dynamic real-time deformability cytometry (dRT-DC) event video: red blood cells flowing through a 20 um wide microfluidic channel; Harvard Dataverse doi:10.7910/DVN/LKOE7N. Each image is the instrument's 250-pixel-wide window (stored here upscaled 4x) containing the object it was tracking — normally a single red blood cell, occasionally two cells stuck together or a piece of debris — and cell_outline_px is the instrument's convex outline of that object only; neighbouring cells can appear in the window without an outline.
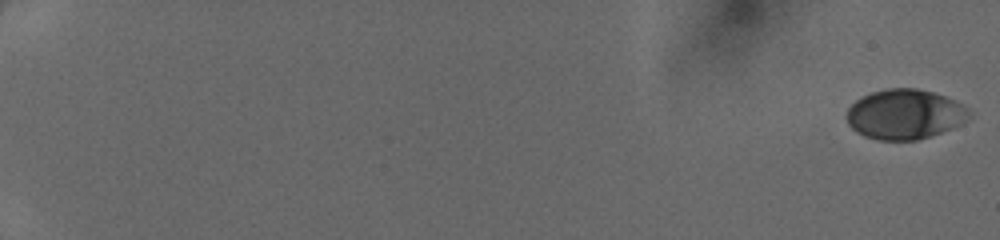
{"species": "human", "species_latin": "Homo sapiens", "temperature_condition": "cold", "stored_images_in_passage": 51, "camera_frame_rate_fps": 3000, "um_per_image_px": 0.085, "donor": {"sex": "female"}, "frame": {"image": 1, "passage_image": 1, "time_ms": 0.0, "image_size_px": [1000, 240], "cell_outline_px": [[968, 116], [960, 124], [952, 128], [916, 140], [880, 140], [864, 136], [856, 132], [848, 124], [848, 108], [856, 100], [872, 92], [888, 88], [916, 88], [932, 92], [956, 100], [964, 104], [968, 108]], "centroid_in_image_um": [76.9, 9.71], "position_along_channel_um": 8.1, "area_um2": 35.26}}
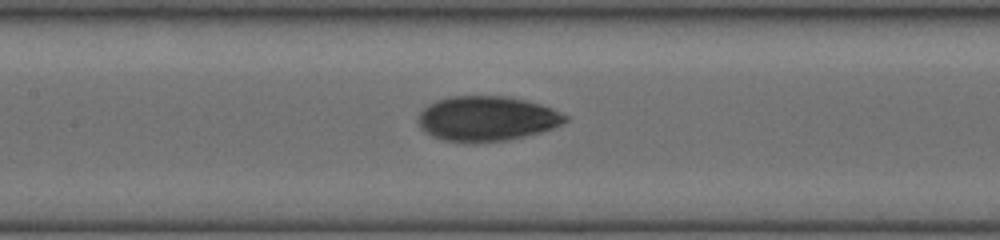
{"frame": {"image": 2, "passage_image": 28, "time_ms": 9.0, "image_size_px": [1000, 240], "cell_outline_px": [[568, 120], [552, 128], [524, 136], [504, 140], [476, 144], [444, 140], [432, 136], [424, 132], [420, 128], [416, 120], [420, 112], [428, 104], [436, 100], [452, 96], [508, 96], [528, 100], [552, 108], [568, 116]], "centroid_in_image_um": [41.33, 10.08], "position_along_channel_um": 166.1, "area_um2": 38.78}}
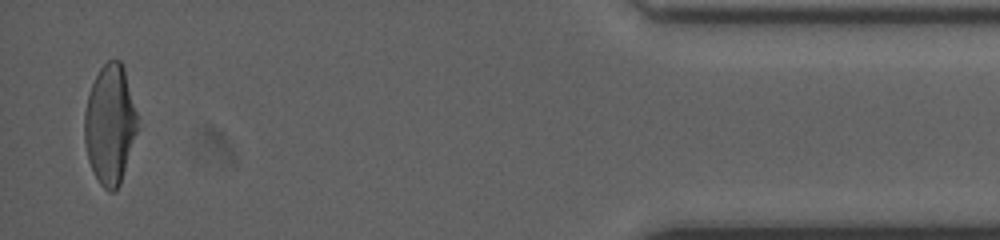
{"frame": {"image": 3, "passage_image": 50, "time_ms": 16.333, "image_size_px": [1000, 240], "cell_outline_px": [[140, 128], [120, 184], [112, 192], [108, 192], [100, 184], [88, 160], [84, 140], [84, 112], [88, 96], [92, 84], [100, 68], [108, 60], [120, 60], [124, 68], [136, 112]], "centroid_in_image_um": [9.36, 10.6], "position_along_channel_um": 425.8, "area_um2": 37.05}}